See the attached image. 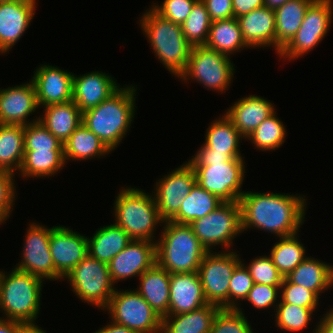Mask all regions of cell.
<instances>
[{
    "instance_id": "1",
    "label": "cell",
    "mask_w": 333,
    "mask_h": 333,
    "mask_svg": "<svg viewBox=\"0 0 333 333\" xmlns=\"http://www.w3.org/2000/svg\"><path fill=\"white\" fill-rule=\"evenodd\" d=\"M305 197L300 194L245 191L239 199L242 232L254 227L274 234L277 239L299 233L305 222Z\"/></svg>"
},
{
    "instance_id": "2",
    "label": "cell",
    "mask_w": 333,
    "mask_h": 333,
    "mask_svg": "<svg viewBox=\"0 0 333 333\" xmlns=\"http://www.w3.org/2000/svg\"><path fill=\"white\" fill-rule=\"evenodd\" d=\"M135 85L121 86L98 106L83 112V124L112 152L125 138L135 118Z\"/></svg>"
},
{
    "instance_id": "3",
    "label": "cell",
    "mask_w": 333,
    "mask_h": 333,
    "mask_svg": "<svg viewBox=\"0 0 333 333\" xmlns=\"http://www.w3.org/2000/svg\"><path fill=\"white\" fill-rule=\"evenodd\" d=\"M139 27L148 39L152 53L179 79L187 69L192 46L183 35L181 25L157 13L152 7L143 12Z\"/></svg>"
},
{
    "instance_id": "4",
    "label": "cell",
    "mask_w": 333,
    "mask_h": 333,
    "mask_svg": "<svg viewBox=\"0 0 333 333\" xmlns=\"http://www.w3.org/2000/svg\"><path fill=\"white\" fill-rule=\"evenodd\" d=\"M156 241V263L170 274L198 272L207 250L188 224L164 221Z\"/></svg>"
},
{
    "instance_id": "5",
    "label": "cell",
    "mask_w": 333,
    "mask_h": 333,
    "mask_svg": "<svg viewBox=\"0 0 333 333\" xmlns=\"http://www.w3.org/2000/svg\"><path fill=\"white\" fill-rule=\"evenodd\" d=\"M121 188L113 203L114 223L133 240L156 243V226H163L164 221L159 216L154 194L135 186Z\"/></svg>"
},
{
    "instance_id": "6",
    "label": "cell",
    "mask_w": 333,
    "mask_h": 333,
    "mask_svg": "<svg viewBox=\"0 0 333 333\" xmlns=\"http://www.w3.org/2000/svg\"><path fill=\"white\" fill-rule=\"evenodd\" d=\"M0 275V313L2 319L35 322L40 313L43 280L12 268ZM5 317V318H4Z\"/></svg>"
},
{
    "instance_id": "7",
    "label": "cell",
    "mask_w": 333,
    "mask_h": 333,
    "mask_svg": "<svg viewBox=\"0 0 333 333\" xmlns=\"http://www.w3.org/2000/svg\"><path fill=\"white\" fill-rule=\"evenodd\" d=\"M65 279L78 299L101 310L108 306L116 290L108 264L89 254L63 278Z\"/></svg>"
},
{
    "instance_id": "8",
    "label": "cell",
    "mask_w": 333,
    "mask_h": 333,
    "mask_svg": "<svg viewBox=\"0 0 333 333\" xmlns=\"http://www.w3.org/2000/svg\"><path fill=\"white\" fill-rule=\"evenodd\" d=\"M189 226L207 252H213L212 248L217 245L218 248L219 245L225 248L223 251H231L234 239L243 233L240 203L223 202L213 212L192 221Z\"/></svg>"
},
{
    "instance_id": "9",
    "label": "cell",
    "mask_w": 333,
    "mask_h": 333,
    "mask_svg": "<svg viewBox=\"0 0 333 333\" xmlns=\"http://www.w3.org/2000/svg\"><path fill=\"white\" fill-rule=\"evenodd\" d=\"M230 59V56L205 45L194 46L191 48L187 69L179 78L184 83L191 79L210 91L225 93L231 86L236 70Z\"/></svg>"
},
{
    "instance_id": "10",
    "label": "cell",
    "mask_w": 333,
    "mask_h": 333,
    "mask_svg": "<svg viewBox=\"0 0 333 333\" xmlns=\"http://www.w3.org/2000/svg\"><path fill=\"white\" fill-rule=\"evenodd\" d=\"M332 19L333 0H314L297 33L279 52V58L291 61L310 53L330 31Z\"/></svg>"
},
{
    "instance_id": "11",
    "label": "cell",
    "mask_w": 333,
    "mask_h": 333,
    "mask_svg": "<svg viewBox=\"0 0 333 333\" xmlns=\"http://www.w3.org/2000/svg\"><path fill=\"white\" fill-rule=\"evenodd\" d=\"M110 320L136 333H161L162 318L136 290H118L110 298Z\"/></svg>"
},
{
    "instance_id": "12",
    "label": "cell",
    "mask_w": 333,
    "mask_h": 333,
    "mask_svg": "<svg viewBox=\"0 0 333 333\" xmlns=\"http://www.w3.org/2000/svg\"><path fill=\"white\" fill-rule=\"evenodd\" d=\"M236 250L207 252L198 269L208 304L229 309V285L235 268L242 262Z\"/></svg>"
},
{
    "instance_id": "13",
    "label": "cell",
    "mask_w": 333,
    "mask_h": 333,
    "mask_svg": "<svg viewBox=\"0 0 333 333\" xmlns=\"http://www.w3.org/2000/svg\"><path fill=\"white\" fill-rule=\"evenodd\" d=\"M245 167L244 158H232L209 166H193L197 184L223 202H239L245 192L242 191Z\"/></svg>"
},
{
    "instance_id": "14",
    "label": "cell",
    "mask_w": 333,
    "mask_h": 333,
    "mask_svg": "<svg viewBox=\"0 0 333 333\" xmlns=\"http://www.w3.org/2000/svg\"><path fill=\"white\" fill-rule=\"evenodd\" d=\"M51 228L40 223H29L22 247L21 261L14 268L43 280L58 281L63 277L55 270L50 253Z\"/></svg>"
},
{
    "instance_id": "15",
    "label": "cell",
    "mask_w": 333,
    "mask_h": 333,
    "mask_svg": "<svg viewBox=\"0 0 333 333\" xmlns=\"http://www.w3.org/2000/svg\"><path fill=\"white\" fill-rule=\"evenodd\" d=\"M196 183L195 170L188 161L156 181L152 192L163 221H170L178 213L180 205Z\"/></svg>"
},
{
    "instance_id": "16",
    "label": "cell",
    "mask_w": 333,
    "mask_h": 333,
    "mask_svg": "<svg viewBox=\"0 0 333 333\" xmlns=\"http://www.w3.org/2000/svg\"><path fill=\"white\" fill-rule=\"evenodd\" d=\"M37 0L0 1V55H5L24 36L36 13Z\"/></svg>"
},
{
    "instance_id": "17",
    "label": "cell",
    "mask_w": 333,
    "mask_h": 333,
    "mask_svg": "<svg viewBox=\"0 0 333 333\" xmlns=\"http://www.w3.org/2000/svg\"><path fill=\"white\" fill-rule=\"evenodd\" d=\"M50 253L55 270L64 278L88 255L87 237L59 224L51 230Z\"/></svg>"
},
{
    "instance_id": "18",
    "label": "cell",
    "mask_w": 333,
    "mask_h": 333,
    "mask_svg": "<svg viewBox=\"0 0 333 333\" xmlns=\"http://www.w3.org/2000/svg\"><path fill=\"white\" fill-rule=\"evenodd\" d=\"M156 263V243L148 240H132L109 263L112 282L140 277Z\"/></svg>"
},
{
    "instance_id": "19",
    "label": "cell",
    "mask_w": 333,
    "mask_h": 333,
    "mask_svg": "<svg viewBox=\"0 0 333 333\" xmlns=\"http://www.w3.org/2000/svg\"><path fill=\"white\" fill-rule=\"evenodd\" d=\"M40 108L36 89L31 80L21 85L0 88V123L26 126L39 121V117L28 119ZM28 120V121H27ZM30 121V122H29Z\"/></svg>"
},
{
    "instance_id": "20",
    "label": "cell",
    "mask_w": 333,
    "mask_h": 333,
    "mask_svg": "<svg viewBox=\"0 0 333 333\" xmlns=\"http://www.w3.org/2000/svg\"><path fill=\"white\" fill-rule=\"evenodd\" d=\"M33 73L31 81L35 86L40 108L72 101L74 76L72 72L42 64Z\"/></svg>"
},
{
    "instance_id": "21",
    "label": "cell",
    "mask_w": 333,
    "mask_h": 333,
    "mask_svg": "<svg viewBox=\"0 0 333 333\" xmlns=\"http://www.w3.org/2000/svg\"><path fill=\"white\" fill-rule=\"evenodd\" d=\"M116 81L110 74L101 71L74 74L72 101L83 113L115 93L121 87Z\"/></svg>"
},
{
    "instance_id": "22",
    "label": "cell",
    "mask_w": 333,
    "mask_h": 333,
    "mask_svg": "<svg viewBox=\"0 0 333 333\" xmlns=\"http://www.w3.org/2000/svg\"><path fill=\"white\" fill-rule=\"evenodd\" d=\"M274 106V103L267 98L254 94L238 99L225 110L224 114L247 139L265 119L276 111Z\"/></svg>"
},
{
    "instance_id": "23",
    "label": "cell",
    "mask_w": 333,
    "mask_h": 333,
    "mask_svg": "<svg viewBox=\"0 0 333 333\" xmlns=\"http://www.w3.org/2000/svg\"><path fill=\"white\" fill-rule=\"evenodd\" d=\"M207 304L198 272L170 274L169 315L191 312Z\"/></svg>"
},
{
    "instance_id": "24",
    "label": "cell",
    "mask_w": 333,
    "mask_h": 333,
    "mask_svg": "<svg viewBox=\"0 0 333 333\" xmlns=\"http://www.w3.org/2000/svg\"><path fill=\"white\" fill-rule=\"evenodd\" d=\"M237 20L243 39L249 49L256 47H273L275 49L276 19L274 9L263 6L238 17Z\"/></svg>"
},
{
    "instance_id": "25",
    "label": "cell",
    "mask_w": 333,
    "mask_h": 333,
    "mask_svg": "<svg viewBox=\"0 0 333 333\" xmlns=\"http://www.w3.org/2000/svg\"><path fill=\"white\" fill-rule=\"evenodd\" d=\"M139 280L136 291L161 318L169 315L170 273L155 263Z\"/></svg>"
},
{
    "instance_id": "26",
    "label": "cell",
    "mask_w": 333,
    "mask_h": 333,
    "mask_svg": "<svg viewBox=\"0 0 333 333\" xmlns=\"http://www.w3.org/2000/svg\"><path fill=\"white\" fill-rule=\"evenodd\" d=\"M39 122L63 144L83 123V113L73 101L43 107Z\"/></svg>"
},
{
    "instance_id": "27",
    "label": "cell",
    "mask_w": 333,
    "mask_h": 333,
    "mask_svg": "<svg viewBox=\"0 0 333 333\" xmlns=\"http://www.w3.org/2000/svg\"><path fill=\"white\" fill-rule=\"evenodd\" d=\"M286 278L320 297L333 287V265L308 256Z\"/></svg>"
},
{
    "instance_id": "28",
    "label": "cell",
    "mask_w": 333,
    "mask_h": 333,
    "mask_svg": "<svg viewBox=\"0 0 333 333\" xmlns=\"http://www.w3.org/2000/svg\"><path fill=\"white\" fill-rule=\"evenodd\" d=\"M221 308L207 304L197 310L162 318L161 333H209Z\"/></svg>"
},
{
    "instance_id": "29",
    "label": "cell",
    "mask_w": 333,
    "mask_h": 333,
    "mask_svg": "<svg viewBox=\"0 0 333 333\" xmlns=\"http://www.w3.org/2000/svg\"><path fill=\"white\" fill-rule=\"evenodd\" d=\"M88 254L105 263H109L126 246L132 238L115 223L100 227L92 237H88Z\"/></svg>"
},
{
    "instance_id": "30",
    "label": "cell",
    "mask_w": 333,
    "mask_h": 333,
    "mask_svg": "<svg viewBox=\"0 0 333 333\" xmlns=\"http://www.w3.org/2000/svg\"><path fill=\"white\" fill-rule=\"evenodd\" d=\"M211 122L206 129L202 144L209 152L227 153L231 158H244L240 152V141L245 138L234 127L225 114Z\"/></svg>"
},
{
    "instance_id": "31",
    "label": "cell",
    "mask_w": 333,
    "mask_h": 333,
    "mask_svg": "<svg viewBox=\"0 0 333 333\" xmlns=\"http://www.w3.org/2000/svg\"><path fill=\"white\" fill-rule=\"evenodd\" d=\"M313 1L289 0L275 9V50L277 54L297 33L306 10Z\"/></svg>"
},
{
    "instance_id": "32",
    "label": "cell",
    "mask_w": 333,
    "mask_h": 333,
    "mask_svg": "<svg viewBox=\"0 0 333 333\" xmlns=\"http://www.w3.org/2000/svg\"><path fill=\"white\" fill-rule=\"evenodd\" d=\"M63 150L65 163L102 158L111 152L83 123L66 140Z\"/></svg>"
},
{
    "instance_id": "33",
    "label": "cell",
    "mask_w": 333,
    "mask_h": 333,
    "mask_svg": "<svg viewBox=\"0 0 333 333\" xmlns=\"http://www.w3.org/2000/svg\"><path fill=\"white\" fill-rule=\"evenodd\" d=\"M205 46L227 56L249 48L242 36L238 20L233 17L213 21Z\"/></svg>"
},
{
    "instance_id": "34",
    "label": "cell",
    "mask_w": 333,
    "mask_h": 333,
    "mask_svg": "<svg viewBox=\"0 0 333 333\" xmlns=\"http://www.w3.org/2000/svg\"><path fill=\"white\" fill-rule=\"evenodd\" d=\"M24 130L25 126L0 123V171L16 174L21 168L24 158Z\"/></svg>"
},
{
    "instance_id": "35",
    "label": "cell",
    "mask_w": 333,
    "mask_h": 333,
    "mask_svg": "<svg viewBox=\"0 0 333 333\" xmlns=\"http://www.w3.org/2000/svg\"><path fill=\"white\" fill-rule=\"evenodd\" d=\"M64 150L24 151L19 174L25 179L54 177L65 165ZM58 172V173H57Z\"/></svg>"
},
{
    "instance_id": "36",
    "label": "cell",
    "mask_w": 333,
    "mask_h": 333,
    "mask_svg": "<svg viewBox=\"0 0 333 333\" xmlns=\"http://www.w3.org/2000/svg\"><path fill=\"white\" fill-rule=\"evenodd\" d=\"M222 203L223 201L217 196L209 193L196 183L183 200L178 213L170 221L189 225L192 221L213 212Z\"/></svg>"
},
{
    "instance_id": "37",
    "label": "cell",
    "mask_w": 333,
    "mask_h": 333,
    "mask_svg": "<svg viewBox=\"0 0 333 333\" xmlns=\"http://www.w3.org/2000/svg\"><path fill=\"white\" fill-rule=\"evenodd\" d=\"M299 233L280 237L270 250L269 256L283 277H287L306 256L304 244L299 241Z\"/></svg>"
},
{
    "instance_id": "38",
    "label": "cell",
    "mask_w": 333,
    "mask_h": 333,
    "mask_svg": "<svg viewBox=\"0 0 333 333\" xmlns=\"http://www.w3.org/2000/svg\"><path fill=\"white\" fill-rule=\"evenodd\" d=\"M276 114L277 111L265 119L245 141L249 140L255 149L262 152L280 148L285 142L287 130Z\"/></svg>"
},
{
    "instance_id": "39",
    "label": "cell",
    "mask_w": 333,
    "mask_h": 333,
    "mask_svg": "<svg viewBox=\"0 0 333 333\" xmlns=\"http://www.w3.org/2000/svg\"><path fill=\"white\" fill-rule=\"evenodd\" d=\"M211 23L212 21L207 12L205 3L202 0H197L190 14L181 24V29L187 42L192 47L205 45Z\"/></svg>"
},
{
    "instance_id": "40",
    "label": "cell",
    "mask_w": 333,
    "mask_h": 333,
    "mask_svg": "<svg viewBox=\"0 0 333 333\" xmlns=\"http://www.w3.org/2000/svg\"><path fill=\"white\" fill-rule=\"evenodd\" d=\"M314 310L289 303H278L275 310V326L279 330L299 332L308 328Z\"/></svg>"
},
{
    "instance_id": "41",
    "label": "cell",
    "mask_w": 333,
    "mask_h": 333,
    "mask_svg": "<svg viewBox=\"0 0 333 333\" xmlns=\"http://www.w3.org/2000/svg\"><path fill=\"white\" fill-rule=\"evenodd\" d=\"M244 309H220L209 333H254Z\"/></svg>"
},
{
    "instance_id": "42",
    "label": "cell",
    "mask_w": 333,
    "mask_h": 333,
    "mask_svg": "<svg viewBox=\"0 0 333 333\" xmlns=\"http://www.w3.org/2000/svg\"><path fill=\"white\" fill-rule=\"evenodd\" d=\"M63 143L39 121L27 124L24 130V151L63 150Z\"/></svg>"
},
{
    "instance_id": "43",
    "label": "cell",
    "mask_w": 333,
    "mask_h": 333,
    "mask_svg": "<svg viewBox=\"0 0 333 333\" xmlns=\"http://www.w3.org/2000/svg\"><path fill=\"white\" fill-rule=\"evenodd\" d=\"M242 263L249 270L253 283L281 286L284 277L273 264L269 255L257 256L249 264Z\"/></svg>"
},
{
    "instance_id": "44",
    "label": "cell",
    "mask_w": 333,
    "mask_h": 333,
    "mask_svg": "<svg viewBox=\"0 0 333 333\" xmlns=\"http://www.w3.org/2000/svg\"><path fill=\"white\" fill-rule=\"evenodd\" d=\"M279 303H289L300 307L319 309L320 297L313 291L291 283L286 277L280 286ZM318 307V308H317Z\"/></svg>"
},
{
    "instance_id": "45",
    "label": "cell",
    "mask_w": 333,
    "mask_h": 333,
    "mask_svg": "<svg viewBox=\"0 0 333 333\" xmlns=\"http://www.w3.org/2000/svg\"><path fill=\"white\" fill-rule=\"evenodd\" d=\"M253 284V279L249 270L241 262L233 271L230 279L229 309H237L241 307L240 301H245Z\"/></svg>"
},
{
    "instance_id": "46",
    "label": "cell",
    "mask_w": 333,
    "mask_h": 333,
    "mask_svg": "<svg viewBox=\"0 0 333 333\" xmlns=\"http://www.w3.org/2000/svg\"><path fill=\"white\" fill-rule=\"evenodd\" d=\"M280 286H271L265 284L254 283L248 293L247 300L255 309H269L274 307V312L280 300ZM277 302V303H276Z\"/></svg>"
},
{
    "instance_id": "47",
    "label": "cell",
    "mask_w": 333,
    "mask_h": 333,
    "mask_svg": "<svg viewBox=\"0 0 333 333\" xmlns=\"http://www.w3.org/2000/svg\"><path fill=\"white\" fill-rule=\"evenodd\" d=\"M197 0H164L160 5L153 3L151 7L162 17L182 24L191 12Z\"/></svg>"
},
{
    "instance_id": "48",
    "label": "cell",
    "mask_w": 333,
    "mask_h": 333,
    "mask_svg": "<svg viewBox=\"0 0 333 333\" xmlns=\"http://www.w3.org/2000/svg\"><path fill=\"white\" fill-rule=\"evenodd\" d=\"M15 175L11 172L0 171V213L9 219L16 202Z\"/></svg>"
},
{
    "instance_id": "49",
    "label": "cell",
    "mask_w": 333,
    "mask_h": 333,
    "mask_svg": "<svg viewBox=\"0 0 333 333\" xmlns=\"http://www.w3.org/2000/svg\"><path fill=\"white\" fill-rule=\"evenodd\" d=\"M211 21L226 20L234 17L232 0H202Z\"/></svg>"
},
{
    "instance_id": "50",
    "label": "cell",
    "mask_w": 333,
    "mask_h": 333,
    "mask_svg": "<svg viewBox=\"0 0 333 333\" xmlns=\"http://www.w3.org/2000/svg\"><path fill=\"white\" fill-rule=\"evenodd\" d=\"M232 158L227 153L209 152V149L201 145L194 156L187 160L192 166H209L212 163L227 162Z\"/></svg>"
},
{
    "instance_id": "51",
    "label": "cell",
    "mask_w": 333,
    "mask_h": 333,
    "mask_svg": "<svg viewBox=\"0 0 333 333\" xmlns=\"http://www.w3.org/2000/svg\"><path fill=\"white\" fill-rule=\"evenodd\" d=\"M263 6L264 0H232V9L236 19Z\"/></svg>"
},
{
    "instance_id": "52",
    "label": "cell",
    "mask_w": 333,
    "mask_h": 333,
    "mask_svg": "<svg viewBox=\"0 0 333 333\" xmlns=\"http://www.w3.org/2000/svg\"><path fill=\"white\" fill-rule=\"evenodd\" d=\"M320 321H317V325L312 333H333V308H329L324 315L320 316Z\"/></svg>"
},
{
    "instance_id": "53",
    "label": "cell",
    "mask_w": 333,
    "mask_h": 333,
    "mask_svg": "<svg viewBox=\"0 0 333 333\" xmlns=\"http://www.w3.org/2000/svg\"><path fill=\"white\" fill-rule=\"evenodd\" d=\"M93 333H136V332L123 325L117 324L111 320L109 323H107V325L99 328L97 331Z\"/></svg>"
},
{
    "instance_id": "54",
    "label": "cell",
    "mask_w": 333,
    "mask_h": 333,
    "mask_svg": "<svg viewBox=\"0 0 333 333\" xmlns=\"http://www.w3.org/2000/svg\"><path fill=\"white\" fill-rule=\"evenodd\" d=\"M17 333H47L36 322L19 323L17 326Z\"/></svg>"
},
{
    "instance_id": "55",
    "label": "cell",
    "mask_w": 333,
    "mask_h": 333,
    "mask_svg": "<svg viewBox=\"0 0 333 333\" xmlns=\"http://www.w3.org/2000/svg\"><path fill=\"white\" fill-rule=\"evenodd\" d=\"M20 322L0 318V333H17Z\"/></svg>"
},
{
    "instance_id": "56",
    "label": "cell",
    "mask_w": 333,
    "mask_h": 333,
    "mask_svg": "<svg viewBox=\"0 0 333 333\" xmlns=\"http://www.w3.org/2000/svg\"><path fill=\"white\" fill-rule=\"evenodd\" d=\"M288 1L289 0H264V6L275 10Z\"/></svg>"
},
{
    "instance_id": "57",
    "label": "cell",
    "mask_w": 333,
    "mask_h": 333,
    "mask_svg": "<svg viewBox=\"0 0 333 333\" xmlns=\"http://www.w3.org/2000/svg\"><path fill=\"white\" fill-rule=\"evenodd\" d=\"M7 219L0 213V225H2V223L4 224V223H6L5 221H6Z\"/></svg>"
}]
</instances>
